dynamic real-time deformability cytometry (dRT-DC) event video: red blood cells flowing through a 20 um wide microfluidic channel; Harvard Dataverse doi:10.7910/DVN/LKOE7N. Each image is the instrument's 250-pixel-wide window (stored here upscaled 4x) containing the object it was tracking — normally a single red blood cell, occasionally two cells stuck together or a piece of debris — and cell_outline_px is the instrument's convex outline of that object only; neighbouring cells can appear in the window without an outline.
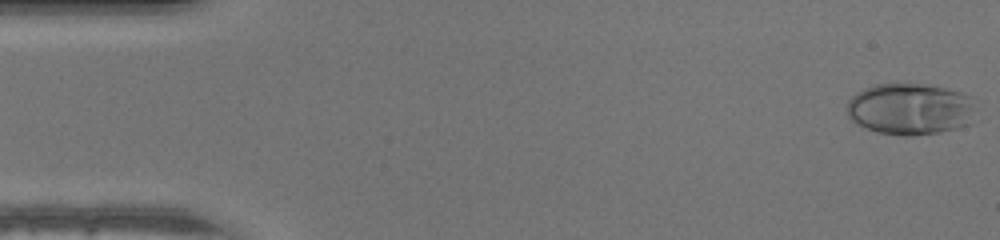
{"species": "human", "species_latin": "Homo sapiens", "temperature_condition": "warm", "stored_images_in_passage": 48, "camera_frame_rate_fps": 3000, "um_per_image_px": 0.085, "donor": {"sex": "male"}, "frame": {"image": 1, "passage_image": 1, "time_ms": 0.0, "image_size_px": [1000, 240], "cell_outline_px": [[972, 108], [968, 124], [956, 128], [940, 132], [908, 136], [904, 136], [876, 132], [856, 124], [848, 116], [848, 100], [856, 92], [864, 88], [876, 84], [928, 84], [960, 92], [972, 96]], "centroid_in_image_um": [77.31, 9.26], "position_along_channel_um": 7.7, "area_um2": 38.49}}
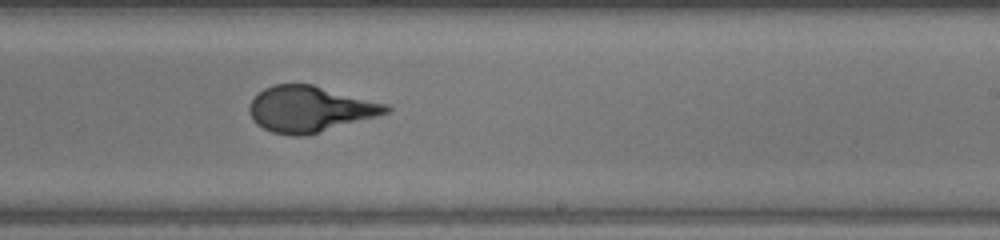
{"frame": {"image": 2, "passage_image": 29, "time_ms": 9.333, "image_size_px": [1000, 240], "cell_outline_px": [[392, 108], [388, 112], [376, 116], [304, 136], [292, 136], [272, 132], [256, 124], [248, 108], [252, 100], [264, 88], [276, 84], [312, 84], [388, 104]], "centroid_in_image_um": [26.33, 9.26], "position_along_channel_um": 262.7, "area_um2": 36.13}}
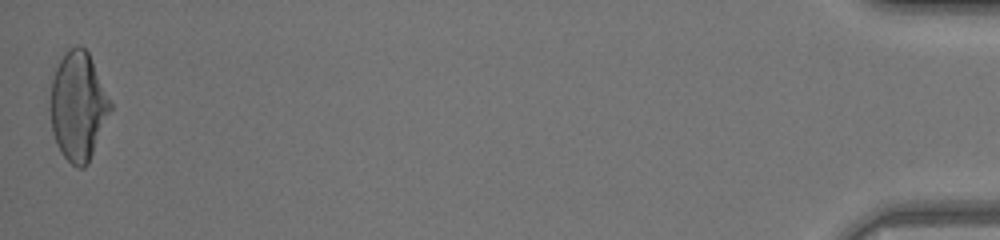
{"frame": {"image": 3, "passage_image": 48, "time_ms": 15.667, "image_size_px": [1000, 240], "cell_outline_px": [[112, 108], [88, 164], [84, 168], [76, 168], [60, 152], [52, 132], [48, 108], [52, 80], [56, 68], [64, 52], [68, 48], [76, 44], [80, 44], [88, 52], [112, 104]], "centroid_in_image_um": [6.61, 9.02], "position_along_channel_um": 428.6, "area_um2": 38.26}}